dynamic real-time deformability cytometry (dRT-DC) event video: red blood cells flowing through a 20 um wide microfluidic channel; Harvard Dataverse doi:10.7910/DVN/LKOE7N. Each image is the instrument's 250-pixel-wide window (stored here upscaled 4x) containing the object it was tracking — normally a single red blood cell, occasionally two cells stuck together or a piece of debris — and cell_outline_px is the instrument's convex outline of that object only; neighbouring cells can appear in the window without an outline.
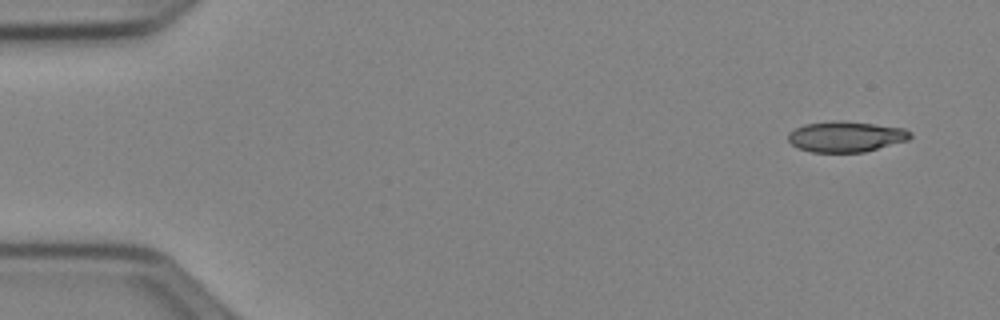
{"species": "Egyptian fruit bat (a non-hibernating species)", "species_latin": "Rousettus aegyptiacus", "temperature_condition": "cold", "stored_images_in_passage": 49, "camera_frame_rate_fps": 3000, "um_per_image_px": 0.085, "animal": {"sex": "female"}, "frame": {"image": 1, "passage_image": 1, "time_ms": 0.0, "image_size_px": [1000, 320], "cell_outline_px": [[912, 136], [908, 140], [864, 152], [812, 152], [796, 148], [788, 140], [788, 132], [804, 124], [872, 124], [904, 128], [912, 132]], "centroid_in_image_um": [71.91, 11.67], "position_along_channel_um": 13.1, "area_um2": 20.81}}
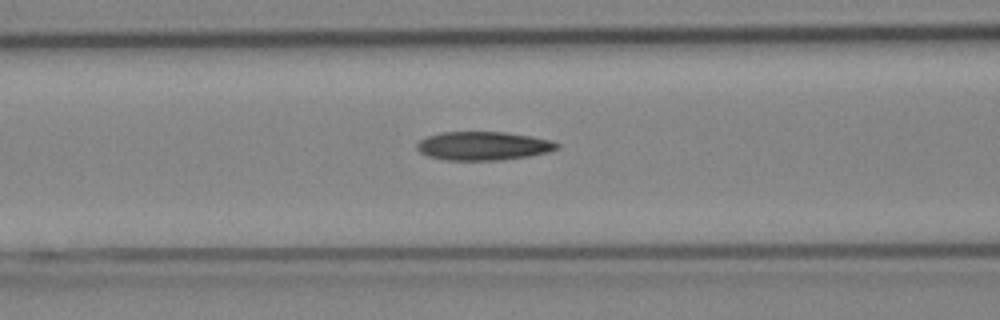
{"frame": {"image": 2, "passage_image": 19, "time_ms": 6.0, "image_size_px": [1000, 320], "cell_outline_px": [[560, 148], [548, 152], [528, 156], [500, 160], [448, 160], [428, 156], [420, 152], [416, 148], [416, 144], [420, 140], [428, 136], [440, 132], [504, 132], [532, 136], [552, 140], [560, 144]], "centroid_in_image_um": [41.1, 12.4], "position_along_channel_um": 125.5, "area_um2": 23.41}}
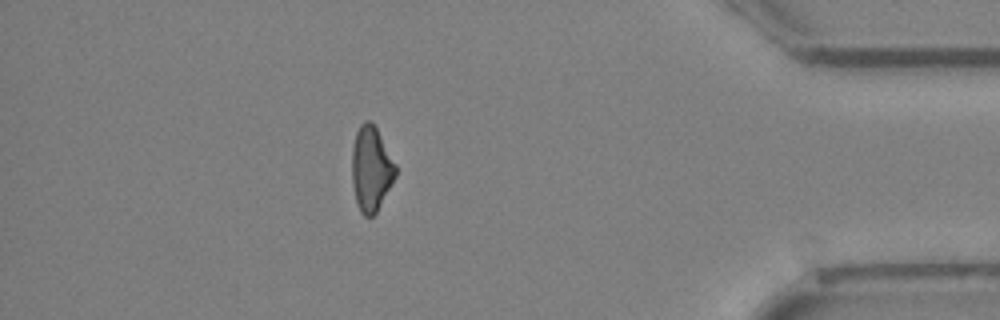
{"frame": {"image": 3, "passage_image": 43, "time_ms": 14.0, "image_size_px": [1000, 320], "cell_outline_px": [[396, 176], [392, 184], [376, 212], [372, 216], [364, 216], [360, 212], [356, 204], [352, 184], [352, 148], [356, 132], [360, 124], [364, 120], [368, 120], [376, 128], [396, 164]], "centroid_in_image_um": [31.53, 14.37], "position_along_channel_um": 403.7, "area_um2": 21.56}, "authors_computed_cell_mechanics": {"area_um2": 22.7732, "velocity_mm_per_s": 3.982, "shape_relaxation_time_tau1_ms": null, "shape_relaxation_time_tau2_ms": 10.7496, "deformation_change_tau1": null, "deformation_change_tau2": 0.227}}